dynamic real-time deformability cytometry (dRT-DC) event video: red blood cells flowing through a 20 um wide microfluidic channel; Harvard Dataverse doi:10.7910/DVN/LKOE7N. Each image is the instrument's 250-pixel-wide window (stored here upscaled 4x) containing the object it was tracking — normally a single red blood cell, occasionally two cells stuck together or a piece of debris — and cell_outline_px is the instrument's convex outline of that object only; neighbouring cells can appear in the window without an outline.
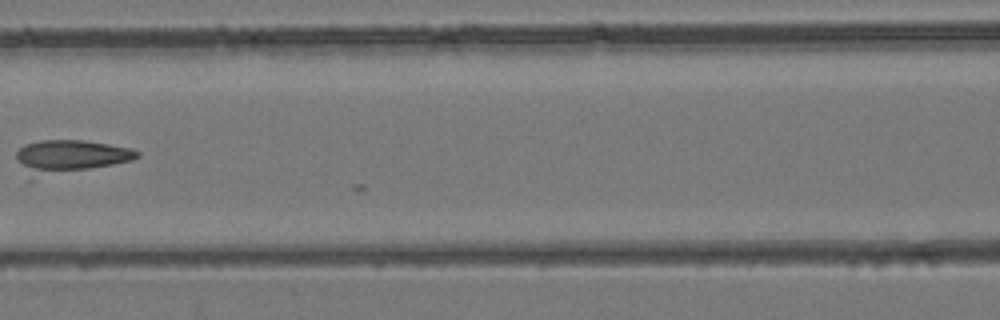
{"species": "common noctule bat (a hibernating species)", "species_latin": "Nyctalus noctula", "temperature_condition": "room temperature", "stored_images_in_passage": 6, "camera_frame_rate_fps": 3000, "um_per_image_px": 0.085, "animal": {"sex": "female", "body_mass_g": 24.6, "forearm_length_mm": 56.2}, "frame": {"image": 1, "passage_image": 6, "time_ms": 5.667, "image_size_px": [1000, 320], "cell_outline_px": [[140, 156], [132, 160], [32, 180], [28, 180], [16, 156], [16, 152], [24, 144], [40, 140], [80, 140], [108, 144], [132, 148], [140, 152]], "centroid_in_image_um": [5.87, 13.33], "position_along_channel_um": 160.7, "area_um2": 23.58}}